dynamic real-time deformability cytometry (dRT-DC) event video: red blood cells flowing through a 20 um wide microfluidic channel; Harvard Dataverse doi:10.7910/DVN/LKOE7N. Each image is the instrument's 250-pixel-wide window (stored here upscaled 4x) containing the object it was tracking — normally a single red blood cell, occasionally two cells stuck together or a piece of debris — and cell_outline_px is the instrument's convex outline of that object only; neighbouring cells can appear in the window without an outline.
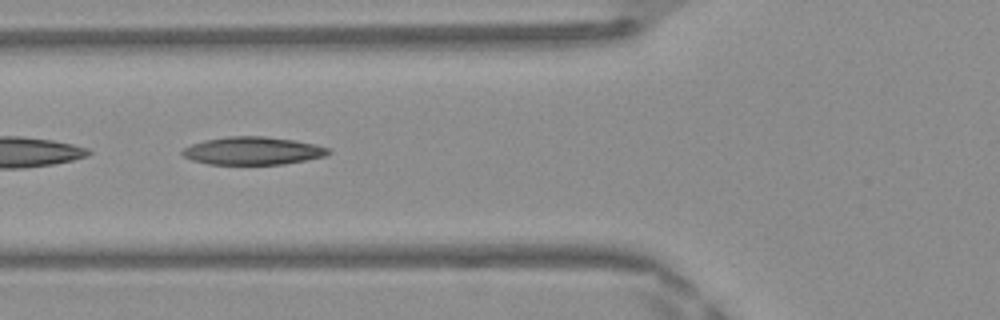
{"species": "Egyptian fruit bat (a non-hibernating species)", "species_latin": "Rousettus aegyptiacus", "temperature_condition": "warm", "stored_images_in_passage": 20, "camera_frame_rate_fps": 3000, "um_per_image_px": 0.085, "frame": {"image": 1, "passage_image": 18, "time_ms": 5.667, "image_size_px": [1000, 320], "cell_outline_px": [[332, 152], [324, 156], [284, 164], [208, 164], [192, 160], [184, 156], [180, 152], [184, 148], [192, 144], [204, 140], [228, 136], [264, 136], [292, 140], [316, 144], [332, 148]], "centroid_in_image_um": [21.5, 12.81], "position_along_channel_um": 104.3, "area_um2": 23.7}}